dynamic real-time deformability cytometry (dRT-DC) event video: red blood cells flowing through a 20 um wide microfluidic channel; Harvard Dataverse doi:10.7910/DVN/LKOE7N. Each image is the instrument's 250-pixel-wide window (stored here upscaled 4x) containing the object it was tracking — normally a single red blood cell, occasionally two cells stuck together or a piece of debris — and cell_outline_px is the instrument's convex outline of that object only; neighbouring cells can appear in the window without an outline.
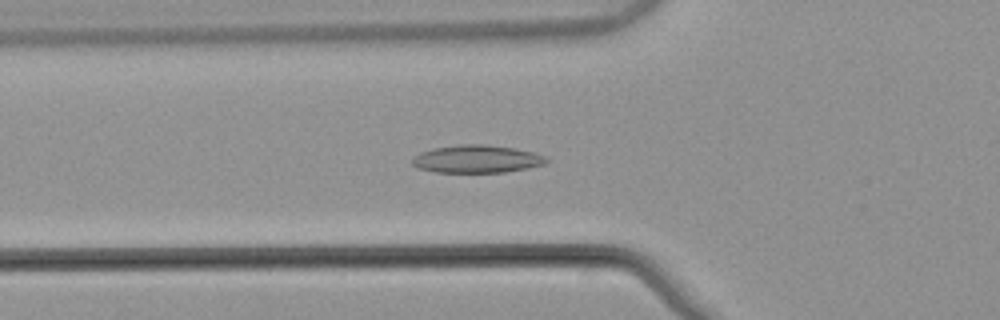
{"species": "common noctule bat (a hibernating species)", "species_latin": "Nyctalus noctula", "temperature_condition": "warm", "stored_images_in_passage": 54, "camera_frame_rate_fps": 3000, "um_per_image_px": 0.085, "animal": {"sex": "male", "body_mass_g": 21.5, "forearm_length_mm": 52.0}, "frame": {"image": 1, "passage_image": 20, "time_ms": 6.333, "image_size_px": [1000, 320], "cell_outline_px": [[548, 160], [544, 164], [528, 168], [504, 172], [436, 172], [416, 168], [412, 164], [412, 160], [420, 152], [432, 148], [460, 144], [484, 144], [512, 148], [532, 152], [544, 156]], "centroid_in_image_um": [40.49, 13.51], "position_along_channel_um": 85.3, "area_um2": 21.56}}
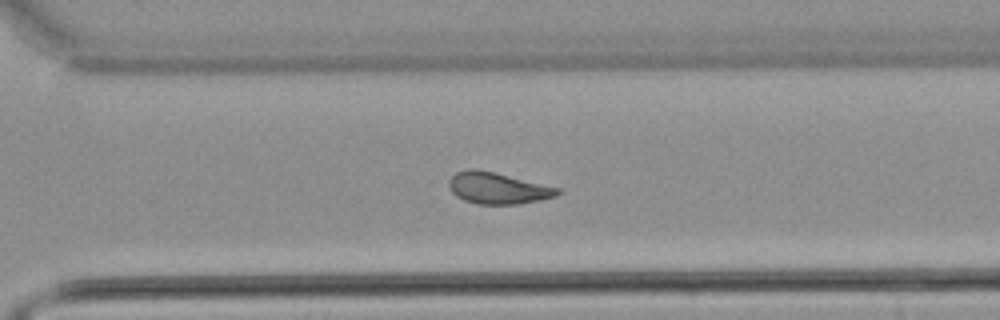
{"frame": {"image": 2, "passage_image": 39, "time_ms": 12.667, "image_size_px": [1000, 320], "cell_outline_px": [[560, 192], [556, 196], [540, 200], [520, 204], [476, 204], [464, 200], [456, 196], [452, 192], [448, 184], [448, 180], [456, 172], [468, 168], [476, 168], [560, 188]], "centroid_in_image_um": [42.28, 15.99], "position_along_channel_um": 328.3, "area_um2": 19.88}}
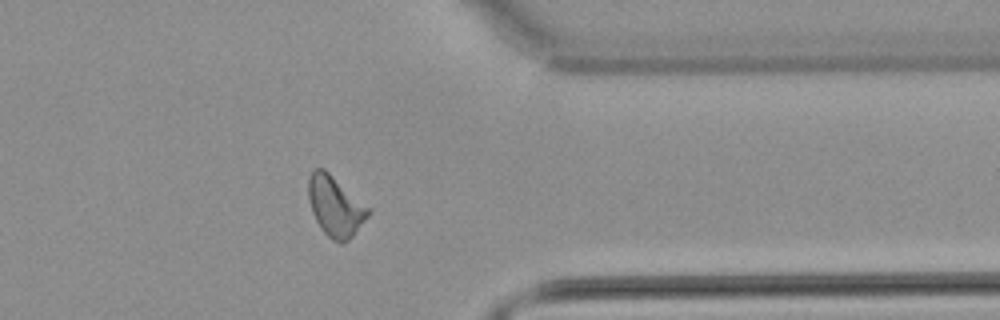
{"frame": {"image": 3, "passage_image": 44, "time_ms": 14.333, "image_size_px": [1000, 320], "cell_outline_px": [[372, 212], [352, 236], [348, 240], [340, 244], [332, 240], [320, 228], [312, 212], [308, 200], [308, 176], [316, 168], [324, 168], [372, 208]], "centroid_in_image_um": [28.52, 17.52], "position_along_channel_um": 382.9, "area_um2": 21.33}, "authors_computed_cell_mechanics": {"area_um2": 20.8369, "velocity_mm_per_s": 3.8379, "shape_relaxation_time_tau1_ms": null, "shape_relaxation_time_tau2_ms": 3.4167, "deformation_change_tau1": null, "deformation_change_tau2": 0.0828}}